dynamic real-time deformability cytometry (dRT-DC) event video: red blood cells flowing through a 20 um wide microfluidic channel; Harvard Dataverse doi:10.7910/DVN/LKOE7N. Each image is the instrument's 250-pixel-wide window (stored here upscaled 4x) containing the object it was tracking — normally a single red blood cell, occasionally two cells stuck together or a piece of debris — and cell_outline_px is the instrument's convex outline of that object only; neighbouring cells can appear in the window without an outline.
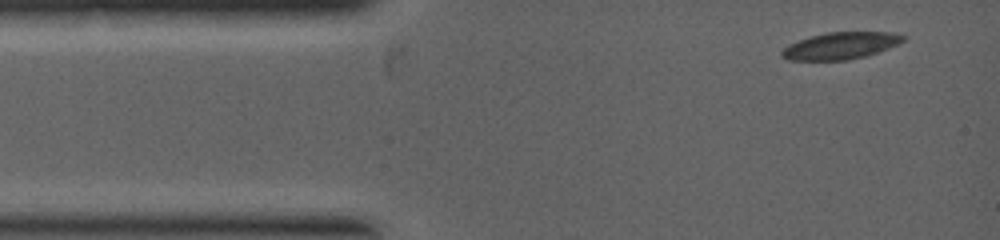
{"species": "common noctule bat (a hibernating species)", "species_latin": "Nyctalus noctula", "temperature_condition": "warm", "stored_images_in_passage": 4, "camera_frame_rate_fps": 5000, "um_per_image_px": 0.085, "animal": {"sex": "female", "body_mass_g": 19.0, "forearm_length_mm": 53.3}, "frame": {"image": 1, "passage_image": 1, "time_ms": 0.0, "image_size_px": [1000, 240], "cell_outline_px": [[904, 40], [896, 44], [876, 52], [864, 56], [848, 60], [788, 60], [780, 56], [780, 52], [788, 44], [812, 36], [828, 32], [892, 32], [904, 36]], "centroid_in_image_um": [71.39, 3.89], "position_along_channel_um": 13.6, "area_um2": 18.73}}
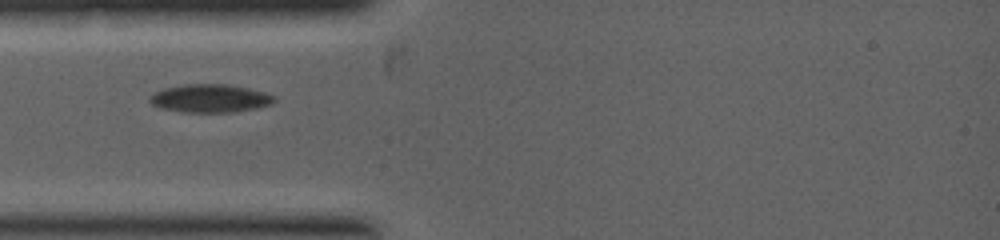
{"frame": {"image": 2, "passage_image": 4, "time_ms": 1.6, "image_size_px": [1000, 240], "cell_outline_px": [[276, 100], [272, 104], [256, 108], [236, 112], [180, 112], [160, 108], [152, 104], [148, 100], [148, 96], [152, 92], [164, 88], [184, 84], [224, 84], [248, 88], [264, 92], [276, 96]], "centroid_in_image_um": [17.82, 8.36], "position_along_channel_um": 67.2, "area_um2": 20.69}}